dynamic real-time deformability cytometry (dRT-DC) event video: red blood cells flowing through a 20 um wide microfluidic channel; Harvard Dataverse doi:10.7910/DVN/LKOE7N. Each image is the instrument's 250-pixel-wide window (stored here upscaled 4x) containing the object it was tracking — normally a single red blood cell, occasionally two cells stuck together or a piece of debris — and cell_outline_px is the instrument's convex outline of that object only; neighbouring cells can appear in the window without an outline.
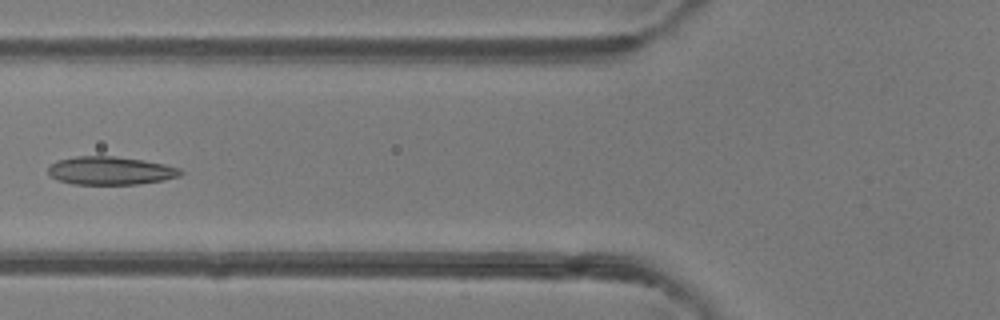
{"species": "common noctule bat (a hibernating species)", "species_latin": "Nyctalus noctula", "temperature_condition": "room temperature", "stored_images_in_passage": 5, "camera_frame_rate_fps": 3000, "um_per_image_px": 0.085, "animal": {"sex": "female"}, "frame": {"image": 1, "passage_image": 4, "time_ms": 3.667, "image_size_px": [1000, 320], "cell_outline_px": [[184, 172], [180, 176], [164, 180], [136, 184], [72, 184], [60, 180], [52, 176], [48, 172], [48, 168], [56, 160], [76, 156], [116, 156], [144, 160], [164, 164], [180, 168]], "centroid_in_image_um": [9.42, 14.5], "position_along_channel_um": 116.4, "area_um2": 21.73}}
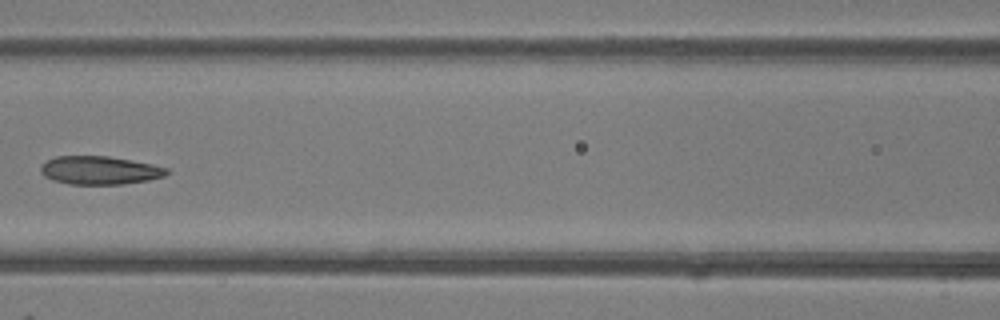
{"frame": {"image": 2, "passage_image": 5, "time_ms": 4.667, "image_size_px": [1000, 320], "cell_outline_px": [[168, 172], [164, 176], [148, 180], [124, 184], [68, 184], [52, 180], [44, 176], [40, 172], [40, 164], [56, 156], [108, 156], [152, 164], [168, 168]], "centroid_in_image_um": [8.43, 14.48], "position_along_channel_um": 158.2, "area_um2": 20.81}}